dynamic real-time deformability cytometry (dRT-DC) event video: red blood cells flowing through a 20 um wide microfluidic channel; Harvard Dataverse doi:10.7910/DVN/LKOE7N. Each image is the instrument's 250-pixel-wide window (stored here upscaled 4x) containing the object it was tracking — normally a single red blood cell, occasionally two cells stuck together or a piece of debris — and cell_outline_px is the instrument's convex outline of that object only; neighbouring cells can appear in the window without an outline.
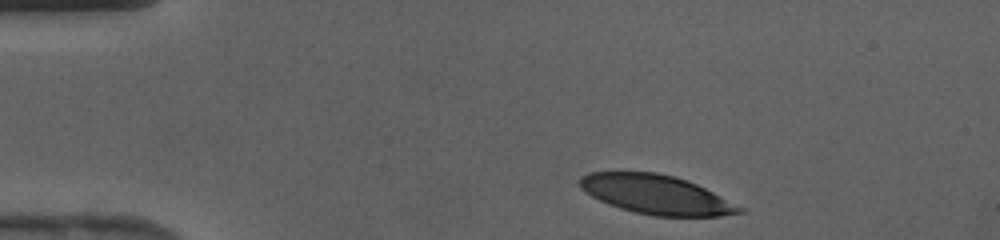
{"species": "human", "species_latin": "Homo sapiens", "temperature_condition": "cold", "stored_images_in_passage": 36, "camera_frame_rate_fps": 3000, "um_per_image_px": 0.085, "donor": {"sex": "female"}, "frame": {"image": 1, "passage_image": 1, "time_ms": 0.0, "image_size_px": [1000, 240], "cell_outline_px": [[744, 212], [720, 216], [656, 216], [636, 212], [620, 208], [608, 204], [584, 192], [580, 188], [580, 176], [588, 172], [656, 172], [672, 176], [696, 184], [744, 208]], "centroid_in_image_um": [55.74, 16.54], "position_along_channel_um": 29.3, "area_um2": 36.01}}
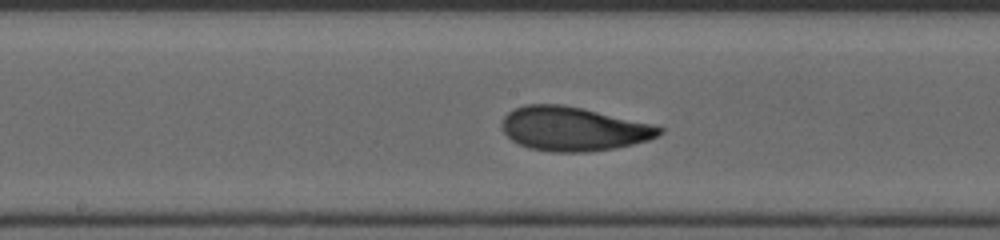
{"frame": {"image": 2, "passage_image": 16, "time_ms": 5.0, "image_size_px": [1000, 240], "cell_outline_px": [[664, 132], [648, 140], [616, 148], [584, 152], [552, 152], [528, 148], [512, 140], [504, 132], [500, 124], [504, 116], [508, 112], [524, 104], [564, 104], [652, 124], [664, 128]], "centroid_in_image_um": [48.71, 10.95], "position_along_channel_um": 199.5, "area_um2": 40.34}}
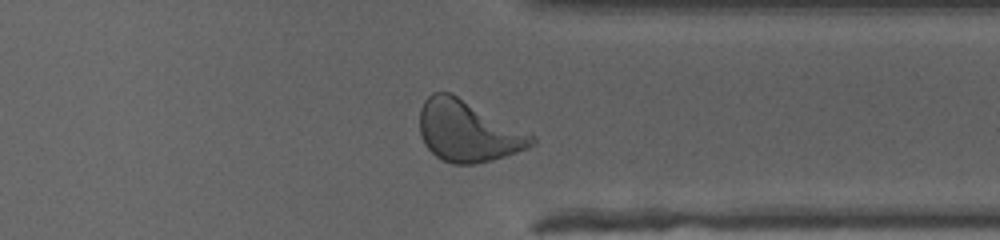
{"frame": {"image": 3, "passage_image": 27, "time_ms": 8.667, "image_size_px": [1000, 240], "cell_outline_px": [[536, 144], [528, 148], [492, 160], [476, 164], [452, 164], [436, 156], [424, 144], [420, 136], [420, 108], [424, 100], [432, 92], [452, 92], [532, 132], [536, 136]], "centroid_in_image_um": [39.82, 11.12], "position_along_channel_um": 371.6, "area_um2": 40.75}}